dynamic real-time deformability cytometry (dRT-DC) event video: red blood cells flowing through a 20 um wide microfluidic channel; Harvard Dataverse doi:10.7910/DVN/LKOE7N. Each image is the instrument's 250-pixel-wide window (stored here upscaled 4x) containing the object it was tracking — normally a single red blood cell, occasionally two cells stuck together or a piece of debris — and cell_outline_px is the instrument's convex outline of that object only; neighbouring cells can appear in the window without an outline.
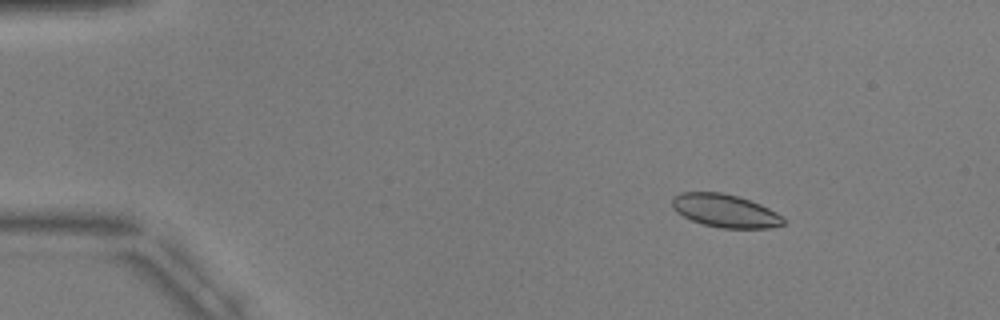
{"species": "common noctule bat (a hibernating species)", "species_latin": "Nyctalus noctula", "temperature_condition": "warm", "stored_images_in_passage": 4, "camera_frame_rate_fps": 3000, "um_per_image_px": 0.085, "animal": {"sex": "male", "body_mass_g": 17.9, "forearm_length_mm": 54.2}, "frame": {"image": 1, "passage_image": 2, "time_ms": 1.333, "image_size_px": [1000, 320], "cell_outline_px": [[784, 224], [772, 228], [720, 228], [704, 224], [692, 220], [676, 212], [672, 208], [672, 196], [680, 192], [720, 192], [740, 196], [760, 204], [776, 212], [784, 220]], "centroid_in_image_um": [61.61, 17.9], "position_along_channel_um": 23.4, "area_um2": 21.5}}